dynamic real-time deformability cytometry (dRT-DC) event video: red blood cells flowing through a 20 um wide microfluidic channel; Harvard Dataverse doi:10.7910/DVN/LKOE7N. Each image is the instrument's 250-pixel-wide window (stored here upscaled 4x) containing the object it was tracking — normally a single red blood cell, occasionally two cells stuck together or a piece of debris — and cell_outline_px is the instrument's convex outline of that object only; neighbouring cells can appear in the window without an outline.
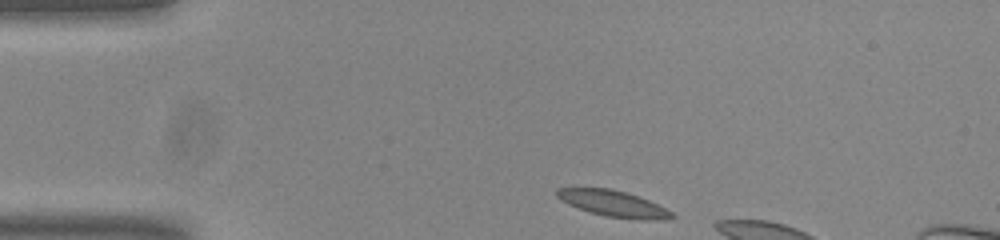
{"species": "common noctule bat (a hibernating species)", "species_latin": "Nyctalus noctula", "temperature_condition": "room temperature", "stored_images_in_passage": 6, "camera_frame_rate_fps": 3000, "um_per_image_px": 0.085, "animal": {"sex": "male", "body_mass_g": 20.0, "forearm_length_mm": 53.3}, "frame": {"image": 1, "passage_image": 1, "time_ms": 0.0, "image_size_px": [1000, 240], "cell_outline_px": [[676, 216], [652, 220], [644, 220], [604, 216], [568, 204], [560, 200], [556, 196], [556, 188], [608, 188], [624, 192], [648, 200], [672, 212]], "centroid_in_image_um": [52.08, 17.3], "position_along_channel_um": 32.9, "area_um2": 17.05}}